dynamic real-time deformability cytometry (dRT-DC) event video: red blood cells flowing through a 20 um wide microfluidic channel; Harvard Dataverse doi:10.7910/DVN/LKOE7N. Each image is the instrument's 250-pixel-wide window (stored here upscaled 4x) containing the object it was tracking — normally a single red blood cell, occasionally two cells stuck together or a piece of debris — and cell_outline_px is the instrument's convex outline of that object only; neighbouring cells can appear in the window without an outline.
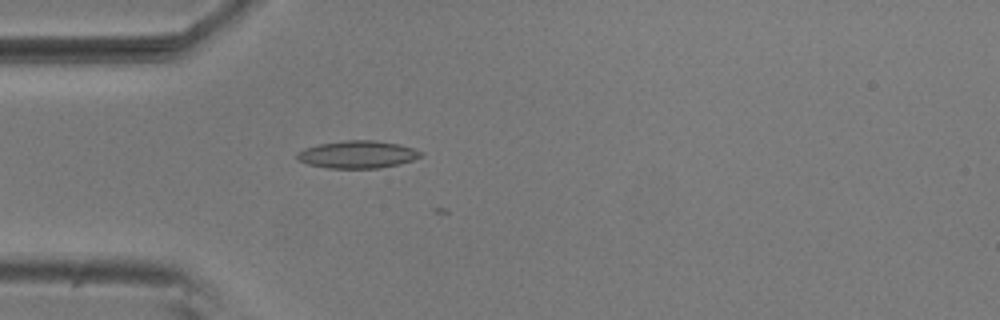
{"species": "common noctule bat (a hibernating species)", "species_latin": "Nyctalus noctula", "temperature_condition": "room temperature", "stored_images_in_passage": 2, "camera_frame_rate_fps": 3000, "um_per_image_px": 0.085, "animal": {"sex": "male", "body_mass_g": 20.5, "forearm_length_mm": 52.5}, "frame": {"image": 1, "passage_image": 2, "time_ms": 0.333, "image_size_px": [1000, 320], "cell_outline_px": [[424, 152], [420, 156], [412, 160], [400, 164], [380, 168], [328, 168], [308, 164], [300, 160], [296, 156], [296, 152], [304, 148], [320, 144], [344, 140], [372, 140], [400, 144]], "centroid_in_image_um": [30.39, 13.13], "position_along_channel_um": 54.6, "area_um2": 19.77}}